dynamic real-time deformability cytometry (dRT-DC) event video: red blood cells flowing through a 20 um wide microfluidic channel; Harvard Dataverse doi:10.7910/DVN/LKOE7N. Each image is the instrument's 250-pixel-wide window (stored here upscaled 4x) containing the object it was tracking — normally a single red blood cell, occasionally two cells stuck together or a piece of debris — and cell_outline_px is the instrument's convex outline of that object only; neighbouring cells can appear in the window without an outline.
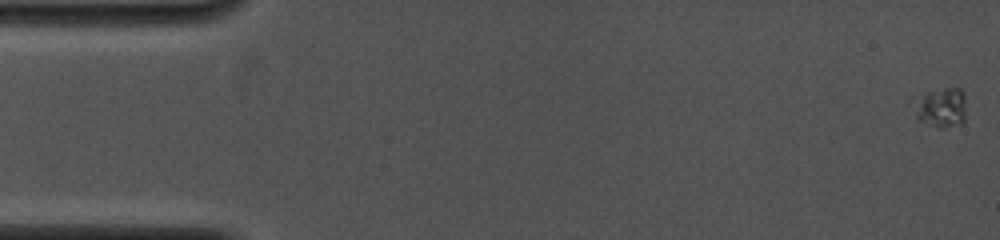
{"species": "common noctule bat (a hibernating species)", "species_latin": "Nyctalus noctula", "temperature_condition": "cold", "stored_images_in_passage": 25, "camera_frame_rate_fps": 4000, "um_per_image_px": 0.085, "animal": {"sex": "female", "body_mass_g": 19.0, "forearm_length_mm": 53.3}, "frame": {"image": 1, "passage_image": 1, "time_ms": 0.0, "image_size_px": [1000, 240], "cell_outline_px": [[964, 124], [944, 128], [940, 128], [916, 120], [908, 100], [928, 92], [944, 88], [960, 88], [964, 96]], "centroid_in_image_um": [79.88, 9.16], "position_along_channel_um": 5.1, "area_um2": 12.66}}
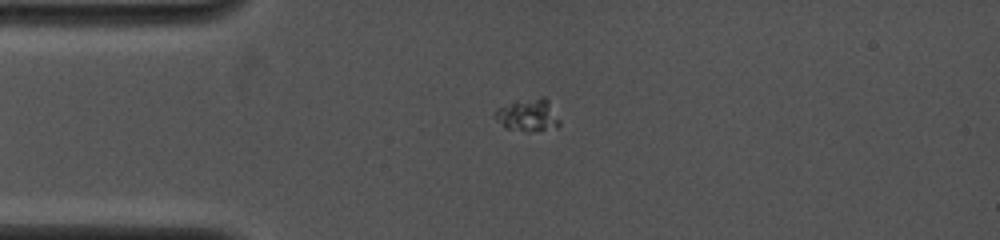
{"frame": {"image": 2, "passage_image": 8, "time_ms": 3.75, "image_size_px": [1000, 240], "cell_outline_px": [[560, 124], [556, 128], [528, 132], [524, 132], [504, 128], [492, 116], [496, 108], [540, 96], [544, 96], [548, 100], [560, 120]], "centroid_in_image_um": [44.87, 9.82], "position_along_channel_um": 40.1, "area_um2": 12.31}}
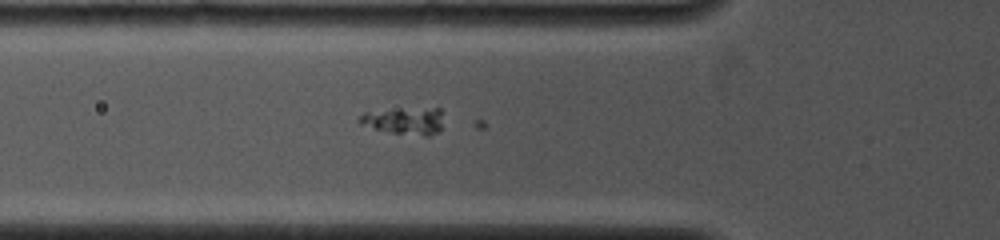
{"frame": {"image": 3, "passage_image": 12, "time_ms": 5.5, "image_size_px": [1000, 240], "cell_outline_px": [[440, 132], [428, 136], [424, 136], [392, 132], [360, 124], [356, 120], [364, 112], [432, 108], [440, 108]], "centroid_in_image_um": [34.38, 10.29], "position_along_channel_um": 91.4, "area_um2": 12.66}}